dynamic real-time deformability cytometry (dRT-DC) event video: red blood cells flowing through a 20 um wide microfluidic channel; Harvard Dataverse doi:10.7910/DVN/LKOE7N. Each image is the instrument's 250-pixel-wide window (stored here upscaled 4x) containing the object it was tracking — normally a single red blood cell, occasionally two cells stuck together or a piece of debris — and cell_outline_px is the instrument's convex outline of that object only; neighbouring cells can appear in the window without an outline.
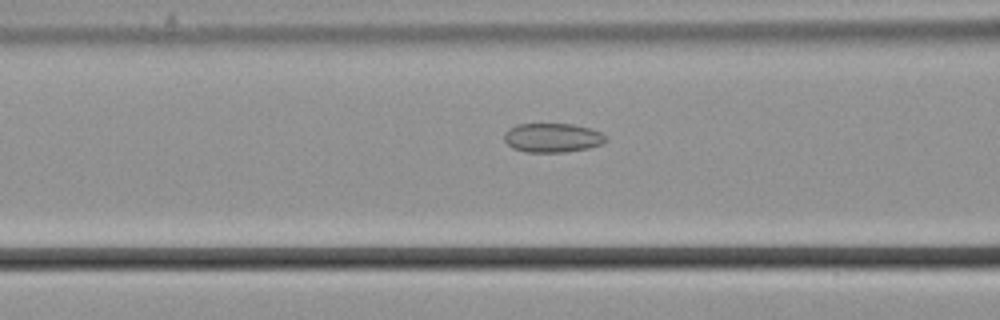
{"species": "common noctule bat (a hibernating species)", "species_latin": "Nyctalus noctula", "temperature_condition": "cold", "stored_images_in_passage": 12, "camera_frame_rate_fps": 3000, "um_per_image_px": 0.085, "animal": {"sex": "male", "body_mass_g": 21.5, "forearm_length_mm": 52.0}, "frame": {"image": 1, "passage_image": 10, "time_ms": 3.0, "image_size_px": [1000, 320], "cell_outline_px": [[608, 140], [604, 144], [588, 148], [564, 152], [524, 152], [512, 148], [504, 140], [504, 132], [508, 128], [516, 124], [572, 124], [592, 128], [600, 132]], "centroid_in_image_um": [46.95, 11.71], "position_along_channel_um": 119.7, "area_um2": 17.46}}